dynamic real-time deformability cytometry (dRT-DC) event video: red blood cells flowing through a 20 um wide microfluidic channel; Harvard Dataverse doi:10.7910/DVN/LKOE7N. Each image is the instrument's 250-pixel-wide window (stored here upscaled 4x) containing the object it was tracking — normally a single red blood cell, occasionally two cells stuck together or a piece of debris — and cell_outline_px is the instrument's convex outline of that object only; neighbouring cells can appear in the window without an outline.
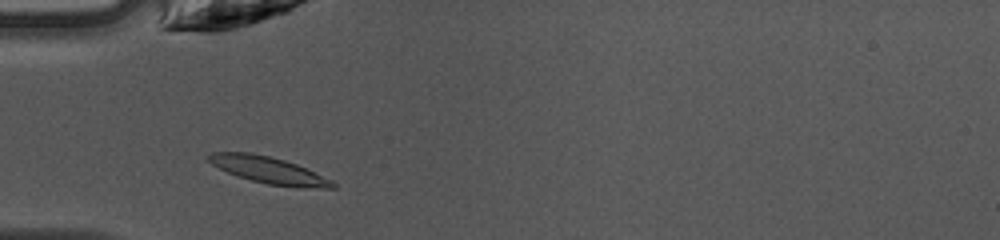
{"species": "common noctule bat (a hibernating species)", "species_latin": "Nyctalus noctula", "temperature_condition": "warm", "stored_images_in_passage": 31, "camera_frame_rate_fps": 3000, "um_per_image_px": 0.085, "animal": {"sex": "female", "body_mass_g": 10.0, "forearm_length_mm": 53.1}, "frame": {"image": 1, "passage_image": 3, "time_ms": 0.667, "image_size_px": [1000, 240], "cell_outline_px": [[336, 188], [300, 188], [268, 184], [252, 180], [228, 172], [212, 164], [204, 156], [212, 152], [248, 152], [268, 156], [284, 160], [296, 164], [332, 180], [336, 184]], "centroid_in_image_um": [22.85, 14.46], "position_along_channel_um": 62.2, "area_um2": 19.13}}
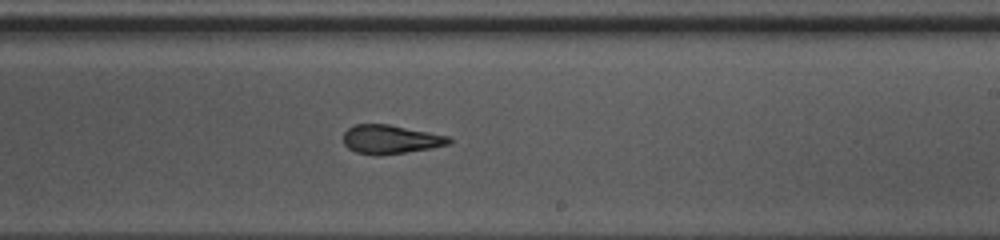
{"frame": {"image": 2, "passage_image": 17, "time_ms": 5.333, "image_size_px": [1000, 240], "cell_outline_px": [[452, 144], [432, 148], [376, 156], [356, 152], [348, 148], [344, 144], [344, 132], [348, 128], [356, 124], [388, 124], [448, 136], [452, 140]], "centroid_in_image_um": [33.19, 11.85], "position_along_channel_um": 255.8, "area_um2": 17.69}}
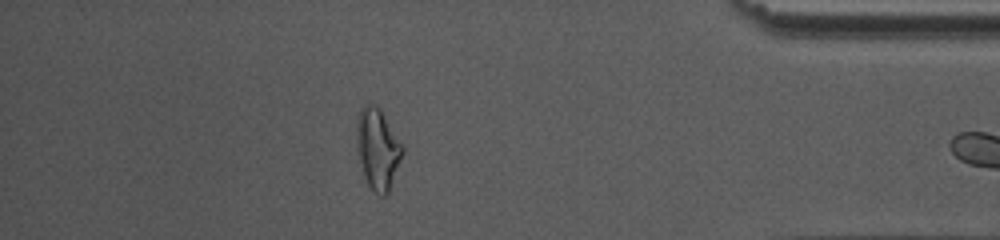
{"frame": {"image": 3, "passage_image": 30, "time_ms": 9.667, "image_size_px": [1000, 240], "cell_outline_px": [[404, 152], [388, 192], [384, 196], [380, 196], [368, 184], [364, 176], [356, 152], [356, 120], [360, 108], [364, 104], [376, 104], [380, 108], [404, 144]], "centroid_in_image_um": [32.1, 12.59], "position_along_channel_um": 403.1, "area_um2": 22.02}}